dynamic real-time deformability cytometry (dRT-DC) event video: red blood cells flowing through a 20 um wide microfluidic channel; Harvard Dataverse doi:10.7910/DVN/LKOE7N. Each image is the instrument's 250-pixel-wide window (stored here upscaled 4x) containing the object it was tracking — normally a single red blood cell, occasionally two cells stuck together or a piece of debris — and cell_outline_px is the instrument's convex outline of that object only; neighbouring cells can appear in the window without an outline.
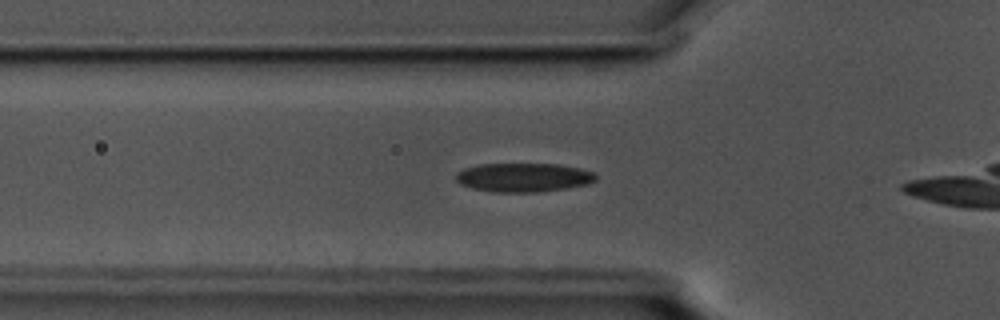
{"species": "common noctule bat (a hibernating species)", "species_latin": "Nyctalus noctula", "temperature_condition": "cold", "stored_images_in_passage": 17, "camera_frame_rate_fps": 3000, "um_per_image_px": 0.085, "animal": {"sex": "male", "body_mass_g": 17.5, "forearm_length_mm": 52.3}, "frame": {"image": 1, "passage_image": 8, "time_ms": 2.333, "image_size_px": [1000, 320], "cell_outline_px": [[596, 180], [588, 184], [564, 188], [536, 192], [496, 192], [472, 188], [460, 184], [456, 180], [456, 172], [464, 168], [480, 164], [560, 164], [580, 168], [596, 172]], "centroid_in_image_um": [44.5, 15.07], "position_along_channel_um": 81.3, "area_um2": 23.58}}
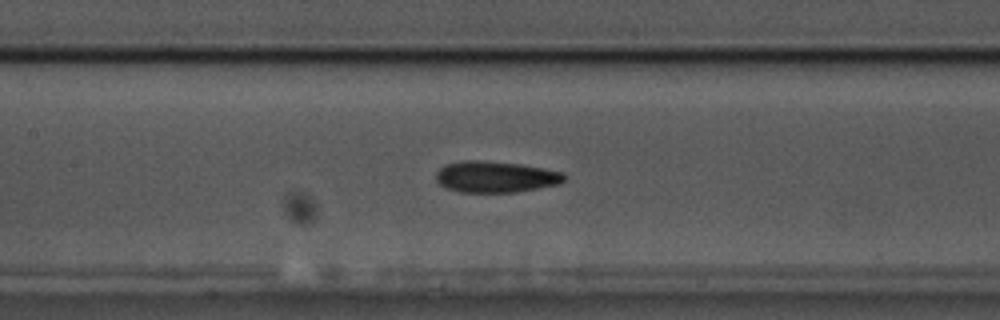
{"frame": {"image": 2, "passage_image": 15, "time_ms": 4.667, "image_size_px": [1000, 320], "cell_outline_px": [[568, 176], [560, 184], [516, 192], [460, 192], [448, 188], [440, 184], [436, 180], [436, 172], [444, 164], [460, 160], [476, 160], [520, 164], [544, 168], [560, 172]], "centroid_in_image_um": [42.11, 15.02], "position_along_channel_um": 165.3, "area_um2": 23.41}}